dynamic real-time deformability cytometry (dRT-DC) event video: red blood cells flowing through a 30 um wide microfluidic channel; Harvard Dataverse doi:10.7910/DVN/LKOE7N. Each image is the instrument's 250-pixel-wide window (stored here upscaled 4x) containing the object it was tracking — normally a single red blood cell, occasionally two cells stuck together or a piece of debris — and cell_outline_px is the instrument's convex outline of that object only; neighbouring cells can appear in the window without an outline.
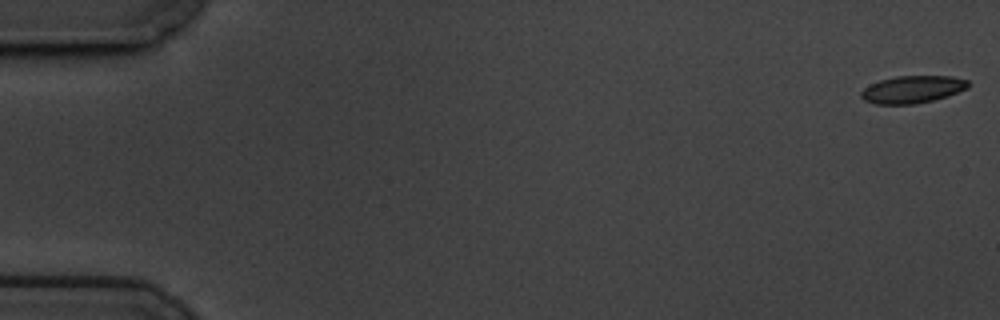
{"species": "common noctule bat (a hibernating species)", "species_latin": "Nyctalus noctula", "temperature_condition": "cold", "stored_images_in_passage": 14, "camera_frame_rate_fps": 3000, "um_per_image_px": 0.085, "animal": {"sex": "male", "body_mass_g": 19.5, "forearm_length_mm": 54.6}, "frame": {"image": 1, "passage_image": 1, "time_ms": 0.0, "image_size_px": [1000, 320], "cell_outline_px": [[968, 88], [948, 96], [916, 104], [876, 104], [864, 100], [860, 96], [860, 92], [864, 88], [880, 80], [896, 76], [952, 76], [968, 80]], "centroid_in_image_um": [77.56, 7.6], "position_along_channel_um": 7.4, "area_um2": 17.05}}